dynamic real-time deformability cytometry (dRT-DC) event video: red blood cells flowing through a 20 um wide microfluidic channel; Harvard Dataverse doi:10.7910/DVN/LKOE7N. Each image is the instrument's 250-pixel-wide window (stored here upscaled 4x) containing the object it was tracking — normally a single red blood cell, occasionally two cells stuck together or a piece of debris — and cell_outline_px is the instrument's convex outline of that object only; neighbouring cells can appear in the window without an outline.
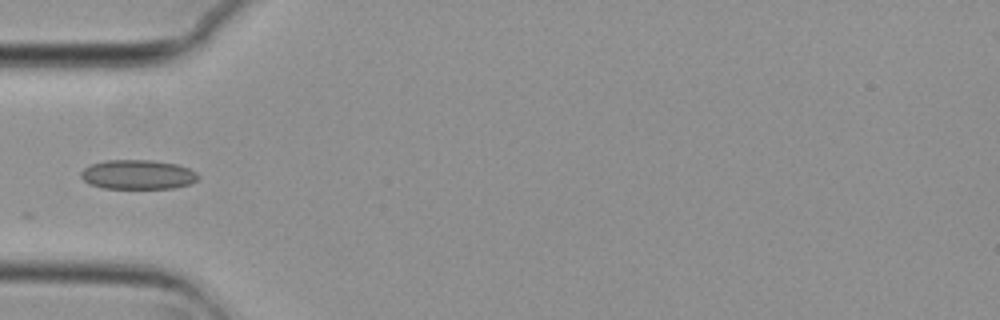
{"species": "common noctule bat (a hibernating species)", "species_latin": "Nyctalus noctula", "temperature_condition": "cold", "stored_images_in_passage": 25, "camera_frame_rate_fps": 3000, "um_per_image_px": 0.085, "animal": {"sex": "female", "body_mass_g": 29.2, "forearm_length_mm": 56.3}, "frame": {"image": 1, "passage_image": 1, "time_ms": 0.0, "image_size_px": [1000, 320], "cell_outline_px": [[200, 176], [192, 184], [172, 188], [104, 188], [88, 184], [80, 176], [80, 172], [84, 168], [92, 164], [104, 160], [152, 160], [176, 164], [188, 168], [196, 172]], "centroid_in_image_um": [11.71, 14.84], "position_along_channel_um": 73.3, "area_um2": 20.17}}
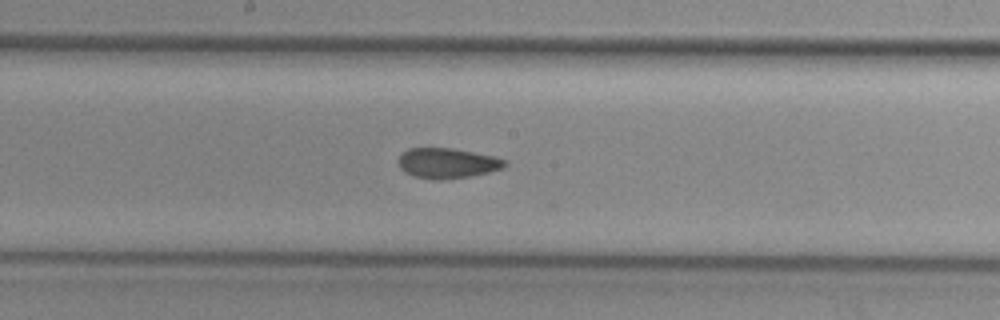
{"frame": {"image": 2, "passage_image": 12, "time_ms": 3.667, "image_size_px": [1000, 320], "cell_outline_px": [[508, 164], [504, 168], [472, 176], [440, 180], [432, 180], [412, 176], [400, 168], [400, 152], [408, 148], [452, 148], [492, 156], [504, 160]], "centroid_in_image_um": [38.0, 13.88], "position_along_channel_um": 210.2, "area_um2": 18.73}}
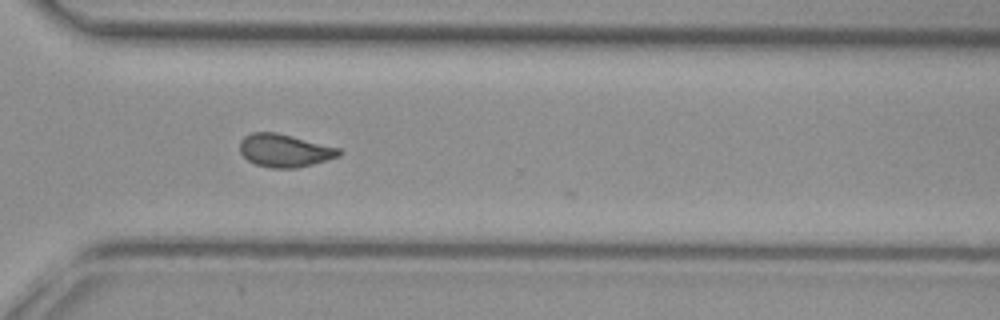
{"frame": {"image": 3, "passage_image": 23, "time_ms": 7.333, "image_size_px": [1000, 320], "cell_outline_px": [[344, 152], [340, 156], [312, 164], [296, 168], [272, 168], [256, 164], [248, 160], [240, 152], [240, 140], [244, 136], [252, 132], [276, 132], [340, 148]], "centroid_in_image_um": [24.2, 12.79], "position_along_channel_um": 346.4, "area_um2": 19.02}}